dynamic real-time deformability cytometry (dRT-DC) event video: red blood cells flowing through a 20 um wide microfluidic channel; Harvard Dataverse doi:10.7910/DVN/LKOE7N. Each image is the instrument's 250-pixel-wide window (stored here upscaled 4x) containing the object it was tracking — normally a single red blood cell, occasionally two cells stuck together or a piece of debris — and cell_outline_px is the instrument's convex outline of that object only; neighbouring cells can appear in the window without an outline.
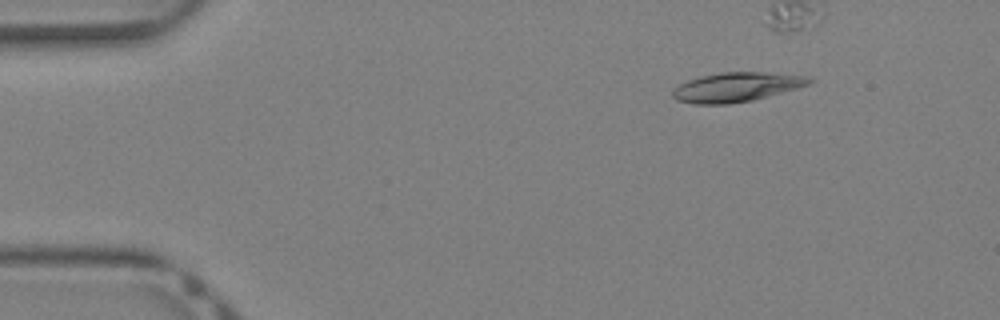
{"species": "Egyptian fruit bat (a non-hibernating species)", "species_latin": "Rousettus aegyptiacus", "temperature_condition": "warm", "stored_images_in_passage": 32, "camera_frame_rate_fps": 3000, "um_per_image_px": 0.085, "animal": {"sex": "female"}, "frame": {"image": 1, "passage_image": 6, "time_ms": 1.667, "image_size_px": [1000, 320], "cell_outline_px": [[816, 80], [808, 84], [796, 88], [752, 100], [728, 104], [696, 104], [676, 100], [672, 96], [672, 92], [680, 84], [688, 80], [700, 76], [720, 72], [760, 72], [808, 76]], "centroid_in_image_um": [62.58, 7.4], "position_along_channel_um": 22.4, "area_um2": 23.12}}
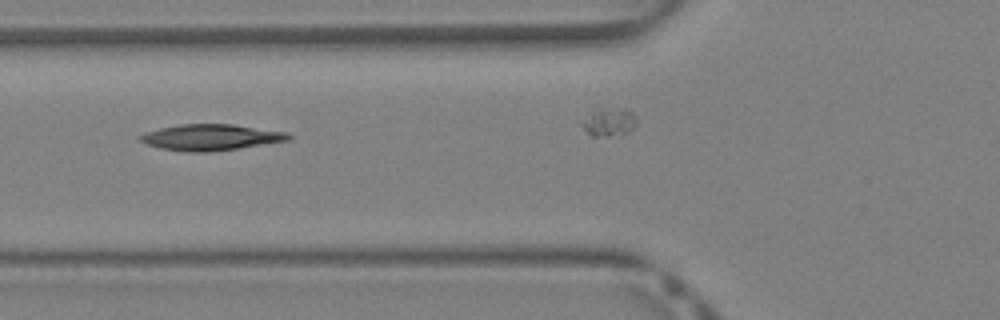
{"frame": {"image": 2, "passage_image": 16, "time_ms": 5.0, "image_size_px": [1000, 320], "cell_outline_px": [[292, 140], [240, 148], [208, 152], [184, 152], [160, 148], [148, 144], [140, 140], [136, 136], [160, 128], [180, 124], [232, 124], [288, 132], [292, 136]], "centroid_in_image_um": [17.96, 11.67], "position_along_channel_um": 107.8, "area_um2": 22.66}}
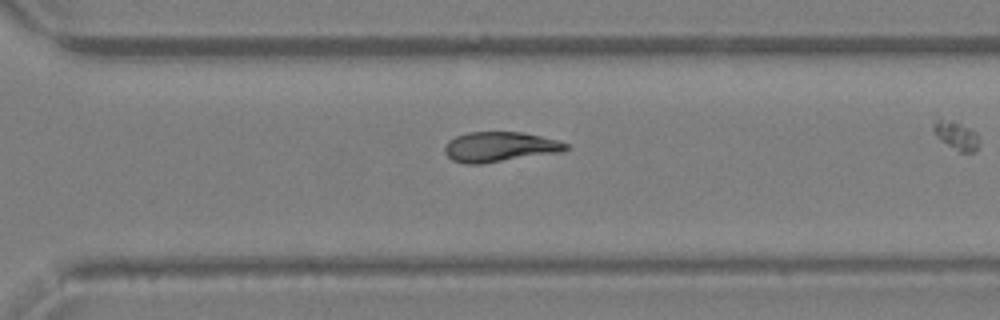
{"frame": {"image": 3, "passage_image": 29, "time_ms": 9.333, "image_size_px": [1000, 320], "cell_outline_px": [[568, 148], [564, 152], [480, 164], [464, 164], [452, 160], [444, 152], [444, 148], [448, 140], [456, 136], [468, 132], [520, 132], [560, 140], [568, 144]], "centroid_in_image_um": [42.49, 12.49], "position_along_channel_um": 328.1, "area_um2": 21.39}}